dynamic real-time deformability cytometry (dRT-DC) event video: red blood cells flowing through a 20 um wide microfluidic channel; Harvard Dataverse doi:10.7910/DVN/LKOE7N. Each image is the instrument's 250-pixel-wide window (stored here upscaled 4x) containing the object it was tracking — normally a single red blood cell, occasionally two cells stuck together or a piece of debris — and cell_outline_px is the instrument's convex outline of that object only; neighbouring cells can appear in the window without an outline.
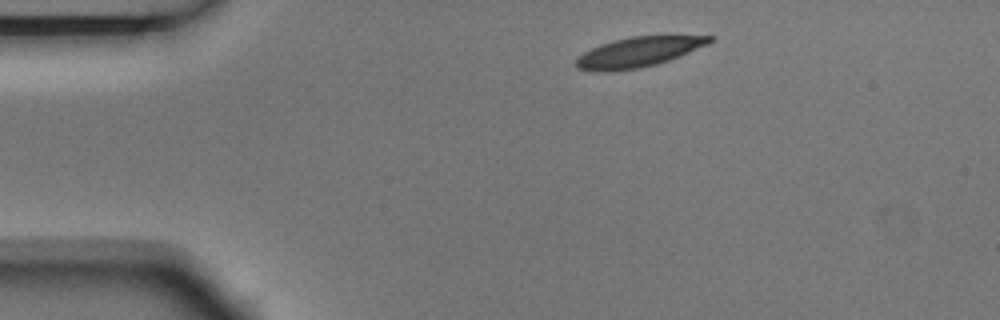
{"species": "Egyptian fruit bat (a non-hibernating species)", "species_latin": "Rousettus aegyptiacus", "temperature_condition": "room temperature", "stored_images_in_passage": 4, "camera_frame_rate_fps": 3000, "um_per_image_px": 0.085, "animal": {"sex": "male"}, "frame": {"image": 1, "passage_image": 1, "time_ms": 0.0, "image_size_px": [1000, 320], "cell_outline_px": [[712, 40], [708, 44], [668, 60], [656, 64], [640, 68], [604, 72], [600, 72], [576, 68], [576, 56], [600, 44], [612, 40], [632, 36], [668, 32], [712, 36]], "centroid_in_image_um": [54.32, 4.36], "position_along_channel_um": 30.7, "area_um2": 24.22}}
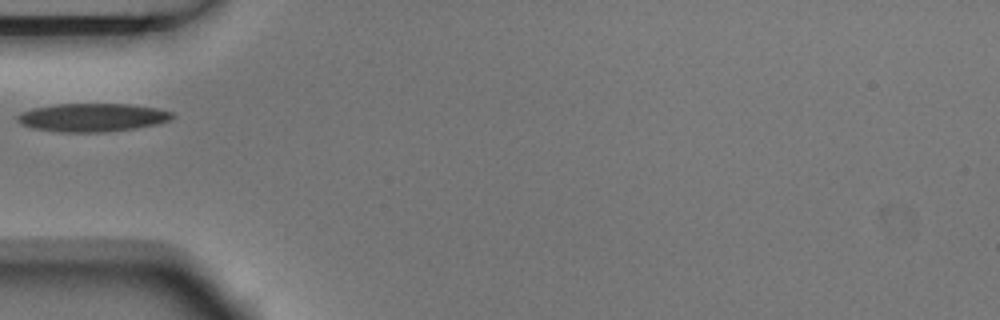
{"frame": {"image": 2, "passage_image": 3, "time_ms": 0.667, "image_size_px": [1000, 320], "cell_outline_px": [[176, 116], [168, 120], [156, 124], [136, 128], [104, 132], [60, 132], [32, 128], [20, 124], [16, 120], [16, 116], [24, 112], [36, 108], [56, 104], [128, 104], [156, 108], [172, 112]], "centroid_in_image_um": [7.85, 9.99], "position_along_channel_um": 77.1, "area_um2": 25.37}}
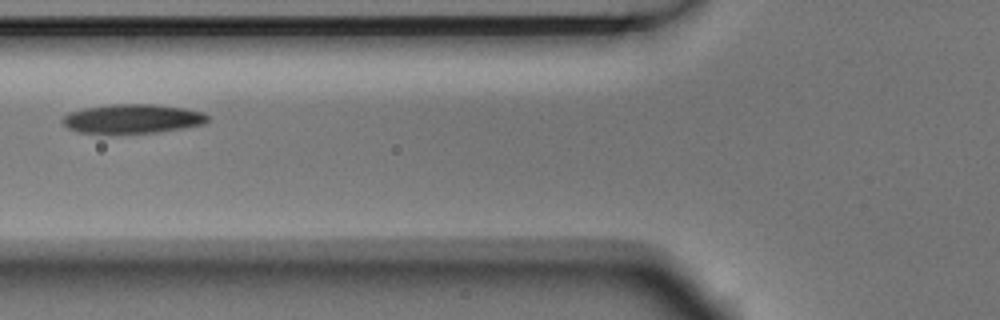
{"frame": {"image": 3, "passage_image": 4, "time_ms": 1.0, "image_size_px": [1000, 320], "cell_outline_px": [[208, 120], [204, 124], [184, 128], [160, 132], [120, 136], [112, 136], [76, 132], [68, 128], [60, 120], [68, 112], [84, 108], [112, 104], [152, 104], [184, 108], [204, 112], [208, 116]], "centroid_in_image_um": [11.2, 10.14], "position_along_channel_um": 114.6, "area_um2": 25.78}}